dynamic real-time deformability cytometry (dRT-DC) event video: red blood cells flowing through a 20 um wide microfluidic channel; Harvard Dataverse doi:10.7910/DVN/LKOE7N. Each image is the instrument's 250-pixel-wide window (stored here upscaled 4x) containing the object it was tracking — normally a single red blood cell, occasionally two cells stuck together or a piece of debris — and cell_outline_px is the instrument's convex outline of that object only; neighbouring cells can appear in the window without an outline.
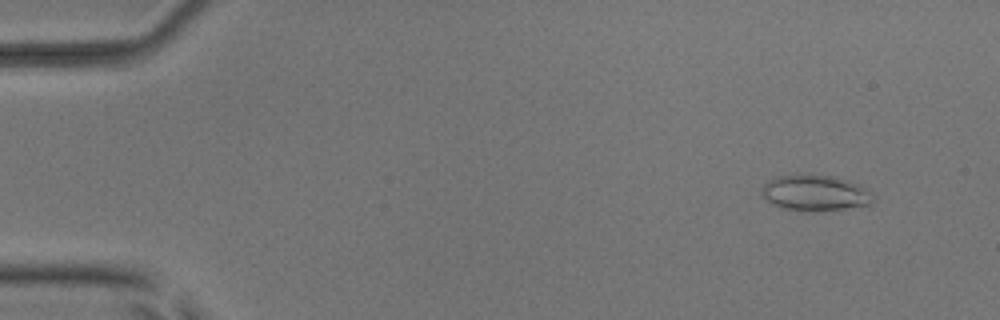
{"species": "common noctule bat (a hibernating species)", "species_latin": "Nyctalus noctula", "temperature_condition": "room temperature", "stored_images_in_passage": 6, "camera_frame_rate_fps": 3000, "um_per_image_px": 0.085, "animal": {"sex": "male", "body_mass_g": 17.9, "forearm_length_mm": 54.2}, "frame": {"image": 1, "passage_image": 2, "time_ms": 1.333, "image_size_px": [1000, 320], "cell_outline_px": [[872, 204], [868, 208], [824, 212], [800, 212], [780, 208], [772, 204], [760, 192], [764, 184], [776, 176], [796, 172], [836, 176], [860, 184], [872, 192]], "centroid_in_image_um": [69.35, 16.42], "position_along_channel_um": 15.6, "area_um2": 24.91}}